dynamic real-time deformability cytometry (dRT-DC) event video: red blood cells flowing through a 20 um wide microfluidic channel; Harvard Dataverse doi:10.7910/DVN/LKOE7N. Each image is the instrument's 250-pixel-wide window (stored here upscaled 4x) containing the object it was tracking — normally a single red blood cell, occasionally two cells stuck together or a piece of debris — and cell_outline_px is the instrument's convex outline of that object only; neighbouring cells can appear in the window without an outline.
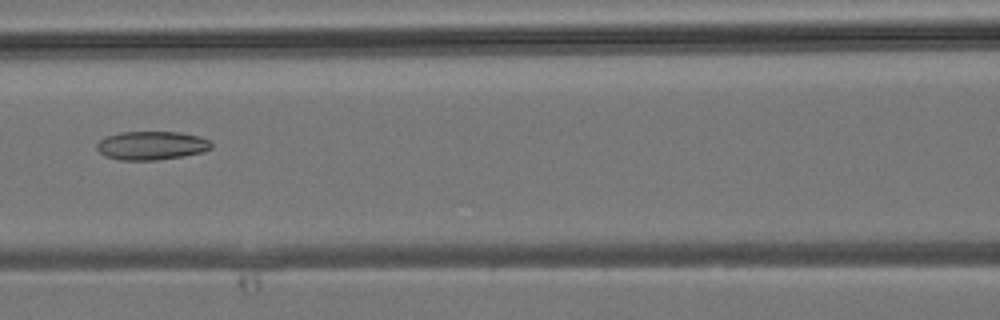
{"species": "common noctule bat (a hibernating species)", "species_latin": "Nyctalus noctula", "temperature_condition": "room temperature", "stored_images_in_passage": 6, "camera_frame_rate_fps": 3000, "um_per_image_px": 0.085, "animal": {"sex": "male", "body_mass_g": 19.2, "forearm_length_mm": 51.8}, "frame": {"image": 1, "passage_image": 6, "time_ms": 1.667, "image_size_px": [1000, 320], "cell_outline_px": [[212, 148], [204, 152], [184, 156], [156, 160], [120, 160], [104, 156], [96, 148], [96, 144], [100, 140], [108, 136], [120, 132], [180, 132], [200, 136], [208, 140], [212, 144]], "centroid_in_image_um": [12.9, 12.37], "position_along_channel_um": 153.7, "area_um2": 19.19}}